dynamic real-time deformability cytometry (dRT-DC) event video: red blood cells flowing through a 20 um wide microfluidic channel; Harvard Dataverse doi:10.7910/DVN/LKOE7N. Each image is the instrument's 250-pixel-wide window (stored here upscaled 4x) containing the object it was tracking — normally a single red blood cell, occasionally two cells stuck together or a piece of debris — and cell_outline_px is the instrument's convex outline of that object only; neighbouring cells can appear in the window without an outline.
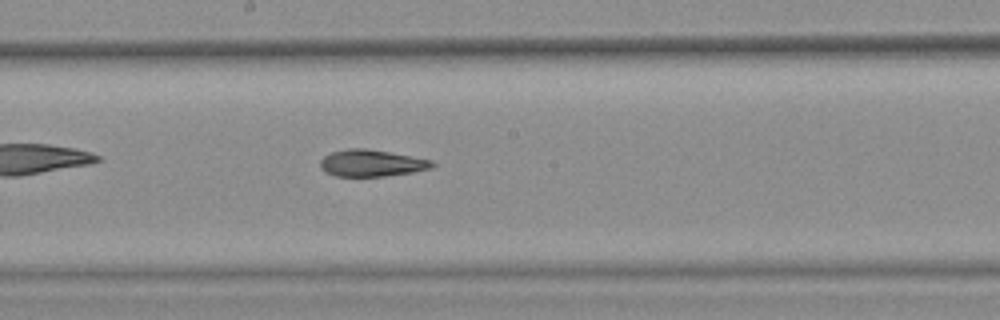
{"species": "common noctule bat (a hibernating species)", "species_latin": "Nyctalus noctula", "temperature_condition": "warm", "stored_images_in_passage": 33, "camera_frame_rate_fps": 3000, "um_per_image_px": 0.085, "animal": {"sex": "female", "body_mass_g": 25.1}, "frame": {"image": 1, "passage_image": 15, "time_ms": 4.667, "image_size_px": [1000, 320], "cell_outline_px": [[436, 164], [432, 168], [412, 172], [384, 176], [336, 176], [324, 172], [320, 168], [320, 160], [324, 156], [332, 152], [348, 148], [364, 148], [388, 152], [432, 160]], "centroid_in_image_um": [31.55, 13.87], "position_along_channel_um": 216.6, "area_um2": 17.4}}
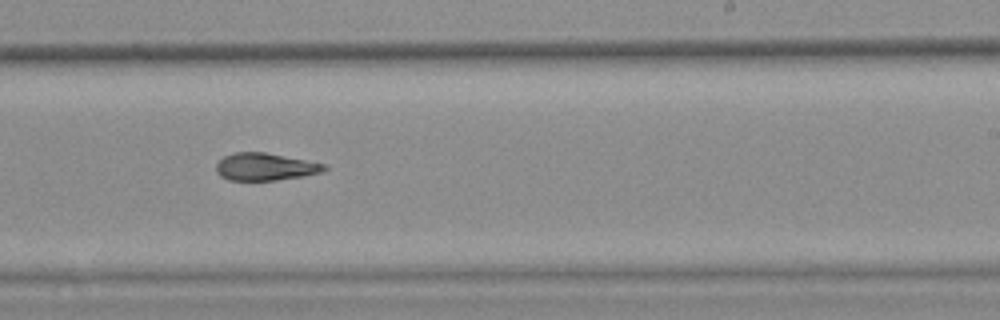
{"frame": {"image": 2, "passage_image": 19, "time_ms": 6.0, "image_size_px": [1000, 320], "cell_outline_px": [[328, 168], [324, 172], [304, 176], [276, 180], [228, 180], [220, 176], [216, 172], [216, 164], [224, 156], [236, 152], [264, 152], [324, 164]], "centroid_in_image_um": [22.52, 14.18], "position_along_channel_um": 266.5, "area_um2": 17.17}, "authors_computed_cell_mechanics": {"area_um2": 18.1492, "velocity_mm_per_s": 3.7467, "shape_relaxation_time_tau1_ms": null, "shape_relaxation_time_tau2_ms": 4.6254, "deformation_change_tau1": null, "deformation_change_tau2": 0.1286}}